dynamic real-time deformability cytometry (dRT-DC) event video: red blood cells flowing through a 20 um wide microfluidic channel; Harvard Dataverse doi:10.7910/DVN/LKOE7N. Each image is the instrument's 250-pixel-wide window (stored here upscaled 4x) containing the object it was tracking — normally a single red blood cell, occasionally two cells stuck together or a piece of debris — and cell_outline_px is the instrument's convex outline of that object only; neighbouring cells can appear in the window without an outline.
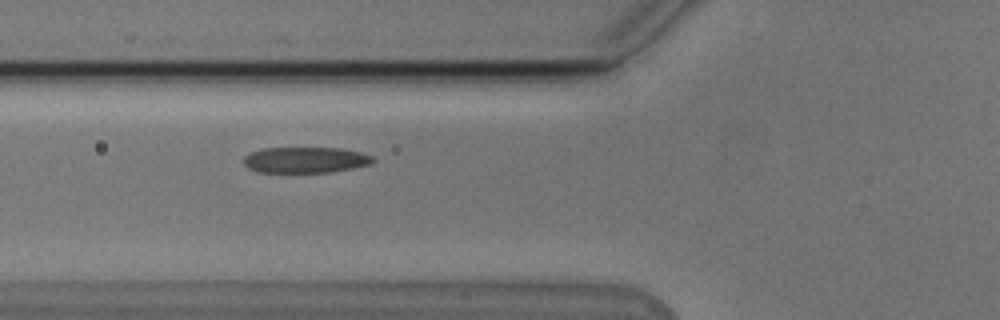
{"species": "Egyptian fruit bat (a non-hibernating species)", "species_latin": "Rousettus aegyptiacus", "temperature_condition": "cold", "stored_images_in_passage": 38, "camera_frame_rate_fps": 3000, "um_per_image_px": 0.085, "animal": {"sex": "male"}, "frame": {"image": 1, "passage_image": 9, "time_ms": 2.667, "image_size_px": [1000, 320], "cell_outline_px": [[376, 160], [372, 164], [332, 172], [256, 172], [248, 168], [244, 164], [244, 156], [252, 152], [264, 148], [340, 148], [360, 152], [372, 156]], "centroid_in_image_um": [25.97, 13.6], "position_along_channel_um": 99.8, "area_um2": 19.54}}
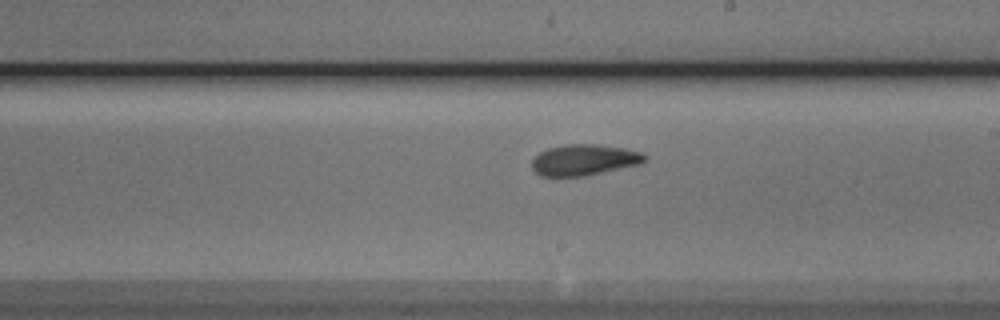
{"frame": {"image": 2, "passage_image": 20, "time_ms": 6.333, "image_size_px": [1000, 320], "cell_outline_px": [[648, 156], [640, 164], [584, 176], [540, 176], [532, 168], [532, 160], [540, 152], [548, 148], [564, 144], [592, 144], [624, 148], [640, 152]], "centroid_in_image_um": [49.63, 13.59], "position_along_channel_um": 239.4, "area_um2": 20.23}}
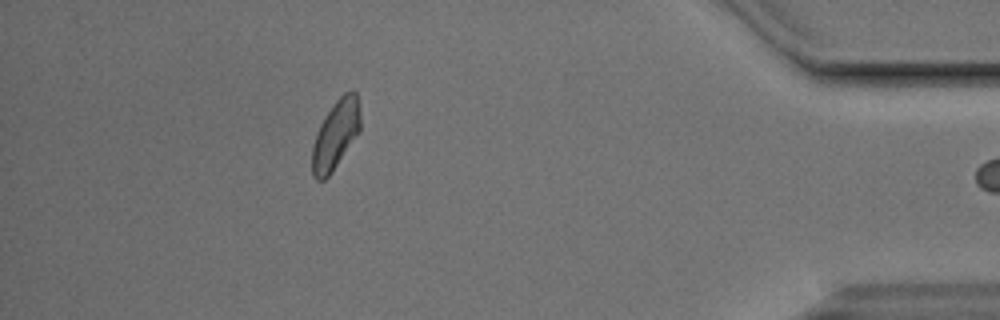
{"frame": {"image": 3, "passage_image": 37, "time_ms": 12.0, "image_size_px": [1000, 320], "cell_outline_px": [[360, 132], [332, 172], [324, 180], [316, 180], [312, 176], [312, 148], [316, 132], [320, 124], [336, 100], [344, 92], [352, 88], [356, 92], [360, 112]], "centroid_in_image_um": [28.54, 11.45], "position_along_channel_um": 406.7, "area_um2": 19.48}}